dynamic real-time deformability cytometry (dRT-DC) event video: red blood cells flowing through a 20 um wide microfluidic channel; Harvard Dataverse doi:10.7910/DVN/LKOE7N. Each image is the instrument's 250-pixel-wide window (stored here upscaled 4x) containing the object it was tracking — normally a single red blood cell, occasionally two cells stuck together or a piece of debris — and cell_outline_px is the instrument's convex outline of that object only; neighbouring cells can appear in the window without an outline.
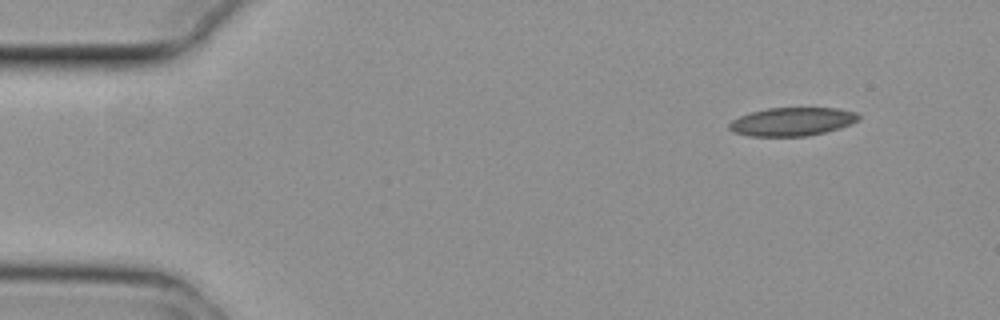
{"species": "common noctule bat (a hibernating species)", "species_latin": "Nyctalus noctula", "temperature_condition": "cold", "stored_images_in_passage": 45, "camera_frame_rate_fps": 3000, "um_per_image_px": 0.085, "animal": {"sex": "female", "body_mass_g": 29.2, "forearm_length_mm": 56.3}, "frame": {"image": 1, "passage_image": 1, "time_ms": 0.0, "image_size_px": [1000, 320], "cell_outline_px": [[860, 120], [852, 124], [840, 128], [808, 136], [748, 136], [732, 132], [728, 128], [728, 124], [732, 120], [740, 116], [752, 112], [768, 108], [840, 108], [856, 112], [860, 116]], "centroid_in_image_um": [67.35, 10.34], "position_along_channel_um": 17.6, "area_um2": 21.56}}
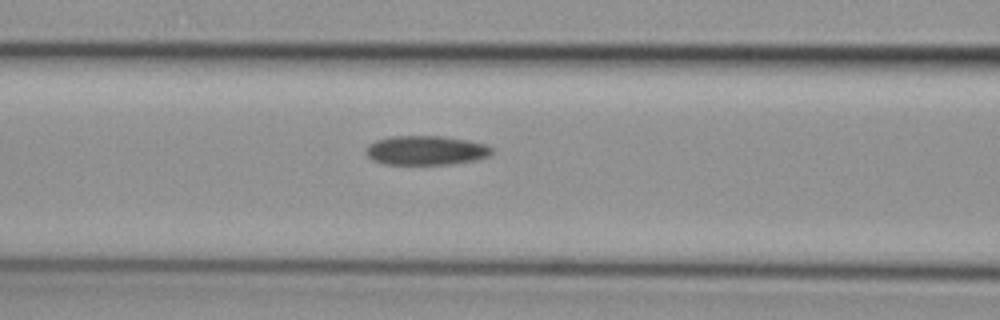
{"frame": {"image": 2, "passage_image": 18, "time_ms": 5.667, "image_size_px": [1000, 320], "cell_outline_px": [[492, 152], [488, 156], [476, 160], [452, 164], [384, 164], [372, 160], [368, 156], [364, 148], [368, 144], [376, 140], [388, 136], [444, 136], [468, 140], [488, 144], [492, 148]], "centroid_in_image_um": [36.2, 12.77], "position_along_channel_um": 130.4, "area_um2": 21.73}}
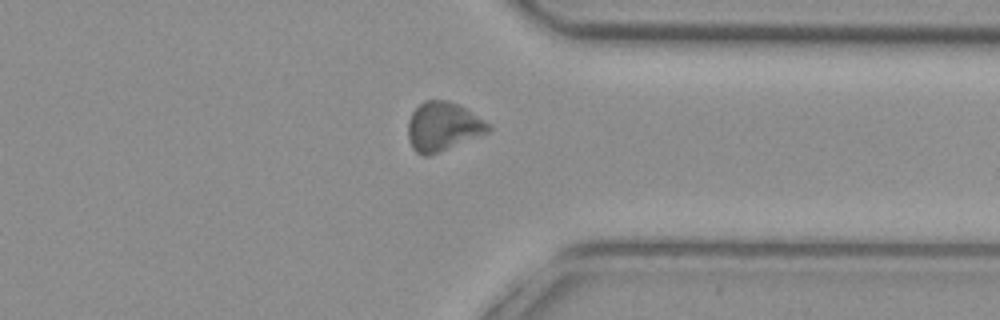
{"frame": {"image": 3, "passage_image": 38, "time_ms": 12.333, "image_size_px": [1000, 320], "cell_outline_px": [[492, 128], [488, 132], [428, 156], [424, 156], [416, 152], [412, 148], [408, 136], [408, 120], [412, 112], [424, 100], [448, 100], [464, 108], [492, 124]], "centroid_in_image_um": [37.64, 10.75], "position_along_channel_um": 373.8, "area_um2": 22.66}}